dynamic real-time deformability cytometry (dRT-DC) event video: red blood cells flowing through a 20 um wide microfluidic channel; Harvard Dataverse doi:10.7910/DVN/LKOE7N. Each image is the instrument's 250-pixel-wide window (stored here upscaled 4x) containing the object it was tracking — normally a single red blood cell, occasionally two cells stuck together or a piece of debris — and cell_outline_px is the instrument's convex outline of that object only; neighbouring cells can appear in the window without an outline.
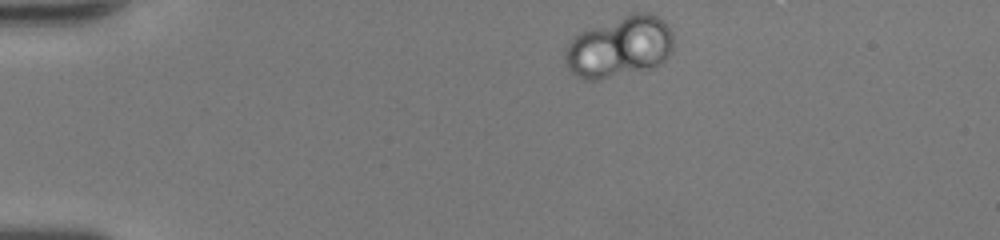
{"species": "human", "species_latin": "Homo sapiens", "temperature_condition": "room temperature", "stored_images_in_passage": 44, "camera_frame_rate_fps": 3000, "um_per_image_px": 0.085, "donor": {"sex": "female"}, "frame": {"image": 1, "passage_image": 1, "time_ms": 0.0, "image_size_px": [1000, 240], "cell_outline_px": [[672, 48], [664, 60], [656, 68], [596, 80], [584, 80], [576, 76], [564, 64], [564, 48], [580, 32], [588, 28], [632, 12], [648, 12], [664, 20], [668, 24], [672, 32]], "centroid_in_image_um": [52.65, 3.99], "position_along_channel_um": 32.4, "area_um2": 39.02}}
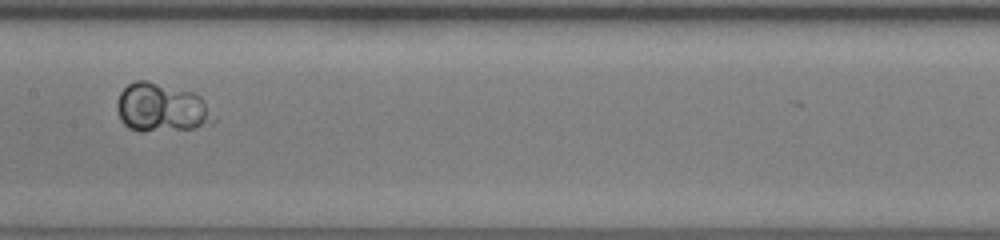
{"frame": {"image": 2, "passage_image": 20, "time_ms": 6.333, "image_size_px": [1000, 240], "cell_outline_px": [[216, 120], [212, 124], [192, 128], [140, 132], [128, 128], [120, 120], [116, 104], [120, 92], [128, 84], [136, 80], [148, 80], [192, 92], [200, 96]], "centroid_in_image_um": [13.69, 9.16], "position_along_channel_um": 193.7, "area_um2": 27.4}}
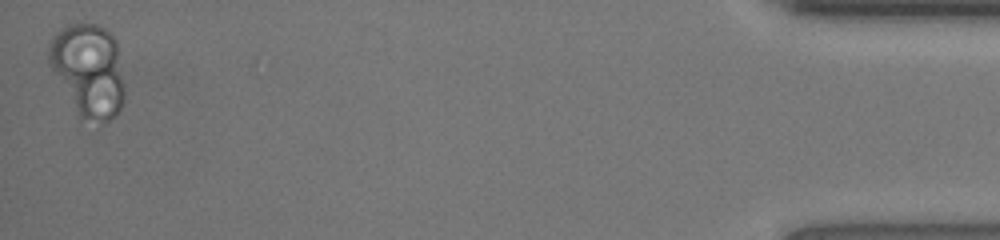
{"frame": {"image": 3, "passage_image": 44, "time_ms": 14.333, "image_size_px": [1000, 240], "cell_outline_px": [[124, 100], [120, 108], [104, 124], [80, 120], [52, 68], [48, 60], [48, 44], [52, 36], [60, 28], [68, 24], [96, 24], [112, 32], [116, 40], [124, 88]], "centroid_in_image_um": [7.5, 5.96], "position_along_channel_um": 427.7, "area_um2": 41.1}, "authors_computed_cell_mechanics": {"area_um2": 29.4202, "velocity_mm_per_s": 3.8619, "shape_relaxation_time_tau1_ms": null, "shape_relaxation_time_tau2_ms": 1.8565, "deformation_change_tau1": null, "deformation_change_tau2": 0.0442}}